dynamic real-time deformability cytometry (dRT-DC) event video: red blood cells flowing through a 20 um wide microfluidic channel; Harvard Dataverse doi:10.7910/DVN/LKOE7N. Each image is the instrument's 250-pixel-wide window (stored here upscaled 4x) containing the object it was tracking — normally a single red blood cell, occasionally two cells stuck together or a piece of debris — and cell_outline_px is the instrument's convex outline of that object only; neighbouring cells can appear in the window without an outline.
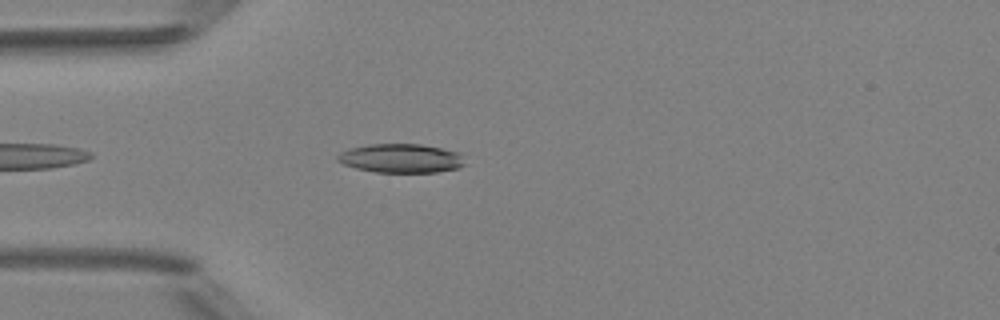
{"species": "Egyptian fruit bat (a non-hibernating species)", "species_latin": "Rousettus aegyptiacus", "temperature_condition": "room temperature", "stored_images_in_passage": 4, "camera_frame_rate_fps": 3000, "um_per_image_px": 0.085, "animal": {"sex": "female"}, "frame": {"image": 1, "passage_image": 4, "time_ms": 4.333, "image_size_px": [1000, 320], "cell_outline_px": [[464, 164], [460, 168], [436, 172], [376, 172], [356, 168], [344, 164], [336, 160], [336, 156], [340, 152], [352, 148], [368, 144], [420, 144], [460, 152]], "centroid_in_image_um": [34.08, 13.45], "position_along_channel_um": 50.9, "area_um2": 21.39}}